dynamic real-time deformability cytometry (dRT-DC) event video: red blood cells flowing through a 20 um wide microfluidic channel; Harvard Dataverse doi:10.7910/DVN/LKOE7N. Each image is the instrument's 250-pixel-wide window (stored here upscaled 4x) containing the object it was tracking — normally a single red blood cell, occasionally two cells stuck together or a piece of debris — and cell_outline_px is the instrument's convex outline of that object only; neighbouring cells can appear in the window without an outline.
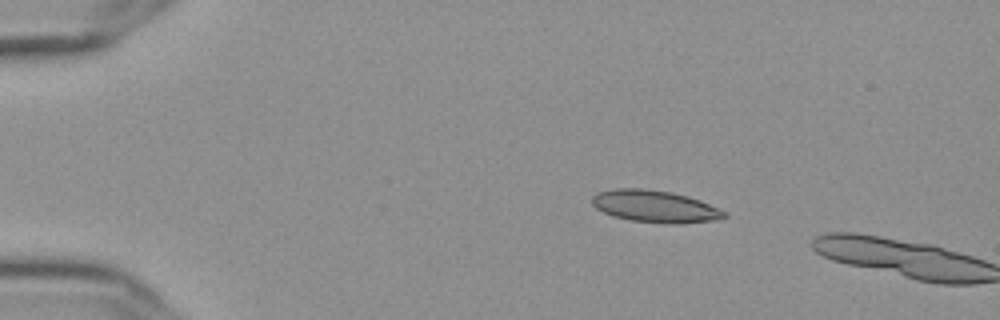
{"species": "Egyptian fruit bat (a non-hibernating species)", "species_latin": "Rousettus aegyptiacus", "temperature_condition": "cold", "stored_images_in_passage": 3, "camera_frame_rate_fps": 3000, "um_per_image_px": 0.085, "frame": {"image": 1, "passage_image": 1, "time_ms": 0.0, "image_size_px": [1000, 320], "cell_outline_px": [[728, 216], [720, 220], [680, 224], [664, 224], [632, 220], [612, 216], [596, 208], [592, 204], [592, 196], [600, 192], [612, 188], [644, 188], [672, 192], [688, 196], [700, 200], [720, 208], [728, 212]], "centroid_in_image_um": [55.74, 17.55], "position_along_channel_um": 29.3, "area_um2": 25.14}}